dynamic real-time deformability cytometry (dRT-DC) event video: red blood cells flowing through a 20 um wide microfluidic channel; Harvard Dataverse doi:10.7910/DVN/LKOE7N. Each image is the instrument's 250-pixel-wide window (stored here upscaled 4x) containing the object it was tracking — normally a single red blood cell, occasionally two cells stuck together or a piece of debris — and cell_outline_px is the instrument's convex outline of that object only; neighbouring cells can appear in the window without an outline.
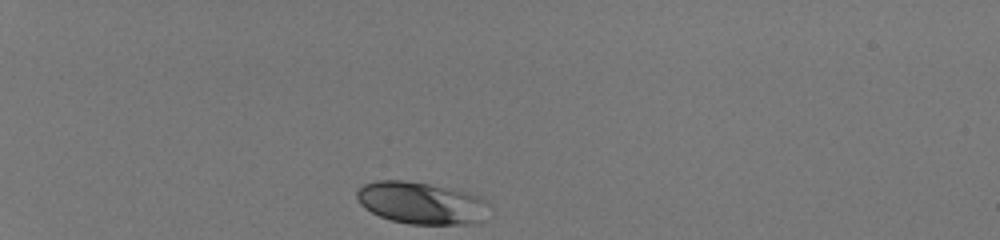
{"species": "human", "species_latin": "Homo sapiens", "temperature_condition": "room temperature", "stored_images_in_passage": 34, "camera_frame_rate_fps": 3000, "um_per_image_px": 0.085, "donor": {"sex": "male"}, "frame": {"image": 1, "passage_image": 1, "time_ms": 0.0, "image_size_px": [1000, 240], "cell_outline_px": [[488, 204], [480, 220], [464, 224], [408, 224], [392, 220], [380, 216], [364, 208], [360, 204], [356, 196], [356, 192], [364, 184], [376, 180], [404, 180], [428, 184], [464, 192], [476, 196], [484, 200]], "centroid_in_image_um": [35.7, 17.25], "position_along_channel_um": 49.3, "area_um2": 31.73}}
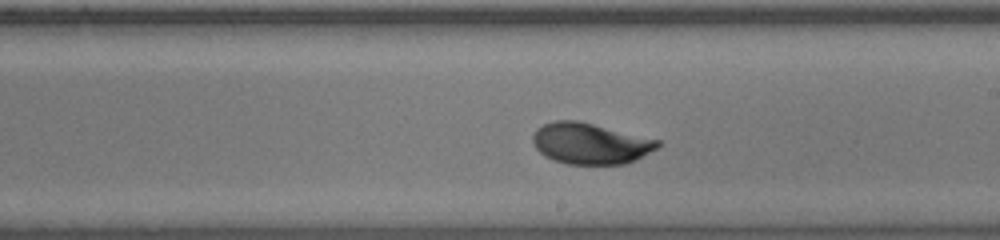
{"frame": {"image": 2, "passage_image": 20, "time_ms": 6.333, "image_size_px": [1000, 240], "cell_outline_px": [[660, 144], [656, 148], [636, 160], [624, 164], [568, 164], [552, 160], [544, 156], [536, 148], [532, 140], [532, 136], [536, 128], [544, 124], [556, 120], [576, 120], [660, 140]], "centroid_in_image_um": [50.14, 12.2], "position_along_channel_um": 238.9, "area_um2": 29.77}}
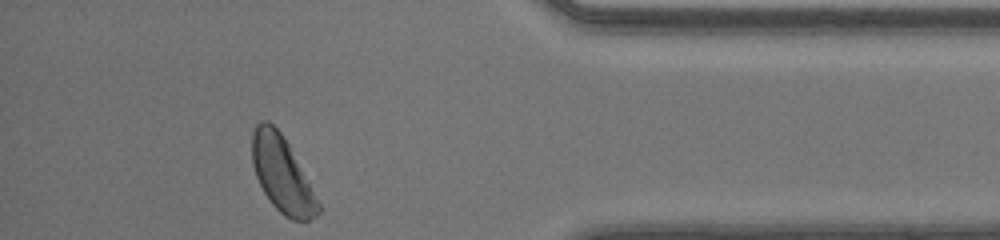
{"frame": {"image": 3, "passage_image": 34, "time_ms": 11.0, "image_size_px": [1000, 240], "cell_outline_px": [[324, 208], [316, 216], [308, 220], [292, 220], [284, 216], [272, 204], [264, 192], [256, 176], [252, 164], [252, 132], [256, 124], [260, 120], [268, 120], [280, 132], [288, 144]], "centroid_in_image_um": [24.0, 14.84], "position_along_channel_um": 411.2, "area_um2": 29.25}, "authors_computed_cell_mechanics": {"area_um2": 29.8537, "velocity_mm_per_s": 4.0881, "shape_relaxation_time_tau1_ms": 2.3375, "shape_relaxation_time_tau2_ms": null, "deformation_change_tau1": 0.1461, "deformation_change_tau2": null}}